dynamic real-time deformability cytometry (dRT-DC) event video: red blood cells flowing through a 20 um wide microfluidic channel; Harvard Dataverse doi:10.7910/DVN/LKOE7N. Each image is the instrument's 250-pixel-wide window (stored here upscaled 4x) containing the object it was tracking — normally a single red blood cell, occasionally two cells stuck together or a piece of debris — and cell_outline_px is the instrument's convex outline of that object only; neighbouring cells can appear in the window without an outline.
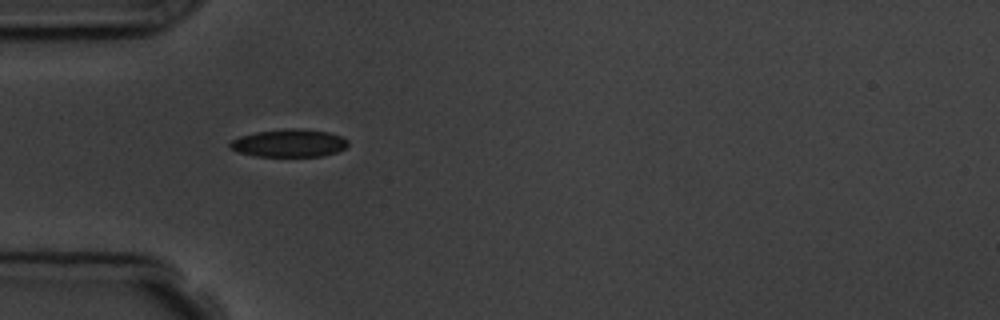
{"species": "common noctule bat (a hibernating species)", "species_latin": "Nyctalus noctula", "temperature_condition": "room temperature", "stored_images_in_passage": 5, "camera_frame_rate_fps": 3000, "um_per_image_px": 0.085, "animal": {"sex": "male", "body_mass_g": 19.5, "forearm_length_mm": 54.6}, "frame": {"image": 1, "passage_image": 4, "time_ms": 4.333, "image_size_px": [1000, 320], "cell_outline_px": [[348, 144], [344, 148], [336, 152], [324, 156], [256, 156], [240, 152], [232, 148], [228, 144], [232, 140], [240, 136], [256, 132], [284, 128], [300, 128], [328, 132], [340, 136], [348, 140]], "centroid_in_image_um": [24.59, 12.15], "position_along_channel_um": 60.4, "area_um2": 19.02}}